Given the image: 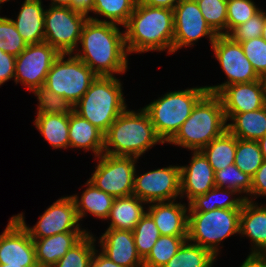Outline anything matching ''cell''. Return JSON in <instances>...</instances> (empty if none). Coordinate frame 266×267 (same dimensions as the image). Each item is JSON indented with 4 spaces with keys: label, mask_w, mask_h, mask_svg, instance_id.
<instances>
[{
    "label": "cell",
    "mask_w": 266,
    "mask_h": 267,
    "mask_svg": "<svg viewBox=\"0 0 266 267\" xmlns=\"http://www.w3.org/2000/svg\"><path fill=\"white\" fill-rule=\"evenodd\" d=\"M34 94L39 100V109L37 114H61L71 115L75 106L64 97L53 93L44 86L35 89Z\"/></svg>",
    "instance_id": "37"
},
{
    "label": "cell",
    "mask_w": 266,
    "mask_h": 267,
    "mask_svg": "<svg viewBox=\"0 0 266 267\" xmlns=\"http://www.w3.org/2000/svg\"><path fill=\"white\" fill-rule=\"evenodd\" d=\"M87 20V14L51 5L44 13V42L60 54H72Z\"/></svg>",
    "instance_id": "9"
},
{
    "label": "cell",
    "mask_w": 266,
    "mask_h": 267,
    "mask_svg": "<svg viewBox=\"0 0 266 267\" xmlns=\"http://www.w3.org/2000/svg\"><path fill=\"white\" fill-rule=\"evenodd\" d=\"M94 7V0H72V9L88 14Z\"/></svg>",
    "instance_id": "49"
},
{
    "label": "cell",
    "mask_w": 266,
    "mask_h": 267,
    "mask_svg": "<svg viewBox=\"0 0 266 267\" xmlns=\"http://www.w3.org/2000/svg\"><path fill=\"white\" fill-rule=\"evenodd\" d=\"M16 57L0 50V85L15 77Z\"/></svg>",
    "instance_id": "44"
},
{
    "label": "cell",
    "mask_w": 266,
    "mask_h": 267,
    "mask_svg": "<svg viewBox=\"0 0 266 267\" xmlns=\"http://www.w3.org/2000/svg\"><path fill=\"white\" fill-rule=\"evenodd\" d=\"M121 90V83L115 77L97 76L86 93L74 105V112L105 134L126 109Z\"/></svg>",
    "instance_id": "5"
},
{
    "label": "cell",
    "mask_w": 266,
    "mask_h": 267,
    "mask_svg": "<svg viewBox=\"0 0 266 267\" xmlns=\"http://www.w3.org/2000/svg\"><path fill=\"white\" fill-rule=\"evenodd\" d=\"M69 146L92 149L97 156L103 154L104 134L87 119L73 112L69 115Z\"/></svg>",
    "instance_id": "24"
},
{
    "label": "cell",
    "mask_w": 266,
    "mask_h": 267,
    "mask_svg": "<svg viewBox=\"0 0 266 267\" xmlns=\"http://www.w3.org/2000/svg\"><path fill=\"white\" fill-rule=\"evenodd\" d=\"M95 254L96 252L94 251L91 261V267H123L108 259L102 253H100L98 256H96Z\"/></svg>",
    "instance_id": "48"
},
{
    "label": "cell",
    "mask_w": 266,
    "mask_h": 267,
    "mask_svg": "<svg viewBox=\"0 0 266 267\" xmlns=\"http://www.w3.org/2000/svg\"><path fill=\"white\" fill-rule=\"evenodd\" d=\"M207 92L206 86L170 92L143 108L163 142H168L176 134Z\"/></svg>",
    "instance_id": "6"
},
{
    "label": "cell",
    "mask_w": 266,
    "mask_h": 267,
    "mask_svg": "<svg viewBox=\"0 0 266 267\" xmlns=\"http://www.w3.org/2000/svg\"><path fill=\"white\" fill-rule=\"evenodd\" d=\"M160 232L152 217L146 212L133 229L137 252L144 259L160 237Z\"/></svg>",
    "instance_id": "36"
},
{
    "label": "cell",
    "mask_w": 266,
    "mask_h": 267,
    "mask_svg": "<svg viewBox=\"0 0 266 267\" xmlns=\"http://www.w3.org/2000/svg\"><path fill=\"white\" fill-rule=\"evenodd\" d=\"M234 122L227 124V130L234 136L242 140L258 141L266 134V106L244 113L225 114Z\"/></svg>",
    "instance_id": "25"
},
{
    "label": "cell",
    "mask_w": 266,
    "mask_h": 267,
    "mask_svg": "<svg viewBox=\"0 0 266 267\" xmlns=\"http://www.w3.org/2000/svg\"><path fill=\"white\" fill-rule=\"evenodd\" d=\"M65 55L67 54H60L52 64L44 87L75 105L97 75L75 55H70L66 61Z\"/></svg>",
    "instance_id": "8"
},
{
    "label": "cell",
    "mask_w": 266,
    "mask_h": 267,
    "mask_svg": "<svg viewBox=\"0 0 266 267\" xmlns=\"http://www.w3.org/2000/svg\"><path fill=\"white\" fill-rule=\"evenodd\" d=\"M138 0H94L93 12L110 19V23L125 25Z\"/></svg>",
    "instance_id": "34"
},
{
    "label": "cell",
    "mask_w": 266,
    "mask_h": 267,
    "mask_svg": "<svg viewBox=\"0 0 266 267\" xmlns=\"http://www.w3.org/2000/svg\"><path fill=\"white\" fill-rule=\"evenodd\" d=\"M157 142V135L149 115L144 109L140 113L124 110L104 134L105 154L140 157ZM113 147L111 150L109 147Z\"/></svg>",
    "instance_id": "3"
},
{
    "label": "cell",
    "mask_w": 266,
    "mask_h": 267,
    "mask_svg": "<svg viewBox=\"0 0 266 267\" xmlns=\"http://www.w3.org/2000/svg\"><path fill=\"white\" fill-rule=\"evenodd\" d=\"M143 202L134 195L115 198L107 217L112 219L109 228L133 231L146 213L141 204Z\"/></svg>",
    "instance_id": "26"
},
{
    "label": "cell",
    "mask_w": 266,
    "mask_h": 267,
    "mask_svg": "<svg viewBox=\"0 0 266 267\" xmlns=\"http://www.w3.org/2000/svg\"><path fill=\"white\" fill-rule=\"evenodd\" d=\"M222 188L219 187H213L211 190H209L204 195H198L195 198H193L189 202V212H207L211 210H215L218 208L221 209H242V206L244 202L248 199V197H243L241 199H232V200H226L223 202L218 201H212L215 197L219 194V192H223L224 194H230L231 195L236 193L237 191L232 189H227L228 191H220ZM230 190V191H229ZM227 192V193H226ZM212 201V202H210Z\"/></svg>",
    "instance_id": "33"
},
{
    "label": "cell",
    "mask_w": 266,
    "mask_h": 267,
    "mask_svg": "<svg viewBox=\"0 0 266 267\" xmlns=\"http://www.w3.org/2000/svg\"><path fill=\"white\" fill-rule=\"evenodd\" d=\"M14 217L25 227L32 239H43L64 232H85L79 228V217L71 196L53 203L33 228L26 226L22 214Z\"/></svg>",
    "instance_id": "13"
},
{
    "label": "cell",
    "mask_w": 266,
    "mask_h": 267,
    "mask_svg": "<svg viewBox=\"0 0 266 267\" xmlns=\"http://www.w3.org/2000/svg\"><path fill=\"white\" fill-rule=\"evenodd\" d=\"M246 58L252 64L256 73L262 77L266 74V41L262 37L241 42Z\"/></svg>",
    "instance_id": "42"
},
{
    "label": "cell",
    "mask_w": 266,
    "mask_h": 267,
    "mask_svg": "<svg viewBox=\"0 0 266 267\" xmlns=\"http://www.w3.org/2000/svg\"><path fill=\"white\" fill-rule=\"evenodd\" d=\"M215 172L201 151H194L191 164L180 166L181 194L186 192L189 202L215 187Z\"/></svg>",
    "instance_id": "19"
},
{
    "label": "cell",
    "mask_w": 266,
    "mask_h": 267,
    "mask_svg": "<svg viewBox=\"0 0 266 267\" xmlns=\"http://www.w3.org/2000/svg\"><path fill=\"white\" fill-rule=\"evenodd\" d=\"M264 41H266V20H265V24H264V27H263V31H262V36Z\"/></svg>",
    "instance_id": "53"
},
{
    "label": "cell",
    "mask_w": 266,
    "mask_h": 267,
    "mask_svg": "<svg viewBox=\"0 0 266 267\" xmlns=\"http://www.w3.org/2000/svg\"><path fill=\"white\" fill-rule=\"evenodd\" d=\"M52 6L72 8V0H52Z\"/></svg>",
    "instance_id": "50"
},
{
    "label": "cell",
    "mask_w": 266,
    "mask_h": 267,
    "mask_svg": "<svg viewBox=\"0 0 266 267\" xmlns=\"http://www.w3.org/2000/svg\"><path fill=\"white\" fill-rule=\"evenodd\" d=\"M188 236L161 235L149 254L143 259L144 267H163L179 250Z\"/></svg>",
    "instance_id": "31"
},
{
    "label": "cell",
    "mask_w": 266,
    "mask_h": 267,
    "mask_svg": "<svg viewBox=\"0 0 266 267\" xmlns=\"http://www.w3.org/2000/svg\"><path fill=\"white\" fill-rule=\"evenodd\" d=\"M44 13L41 0H25L17 20H12L27 45L44 42Z\"/></svg>",
    "instance_id": "22"
},
{
    "label": "cell",
    "mask_w": 266,
    "mask_h": 267,
    "mask_svg": "<svg viewBox=\"0 0 266 267\" xmlns=\"http://www.w3.org/2000/svg\"><path fill=\"white\" fill-rule=\"evenodd\" d=\"M209 161L214 172L234 164L236 154V136L226 130L200 150Z\"/></svg>",
    "instance_id": "28"
},
{
    "label": "cell",
    "mask_w": 266,
    "mask_h": 267,
    "mask_svg": "<svg viewBox=\"0 0 266 267\" xmlns=\"http://www.w3.org/2000/svg\"><path fill=\"white\" fill-rule=\"evenodd\" d=\"M250 194L266 195V160L263 161L257 172L252 177Z\"/></svg>",
    "instance_id": "45"
},
{
    "label": "cell",
    "mask_w": 266,
    "mask_h": 267,
    "mask_svg": "<svg viewBox=\"0 0 266 267\" xmlns=\"http://www.w3.org/2000/svg\"><path fill=\"white\" fill-rule=\"evenodd\" d=\"M26 46L12 19L0 17V50L17 57Z\"/></svg>",
    "instance_id": "41"
},
{
    "label": "cell",
    "mask_w": 266,
    "mask_h": 267,
    "mask_svg": "<svg viewBox=\"0 0 266 267\" xmlns=\"http://www.w3.org/2000/svg\"><path fill=\"white\" fill-rule=\"evenodd\" d=\"M185 241L177 253L163 267H211L215 255L196 244L186 245Z\"/></svg>",
    "instance_id": "30"
},
{
    "label": "cell",
    "mask_w": 266,
    "mask_h": 267,
    "mask_svg": "<svg viewBox=\"0 0 266 267\" xmlns=\"http://www.w3.org/2000/svg\"><path fill=\"white\" fill-rule=\"evenodd\" d=\"M180 0H138L140 4L173 10ZM175 3V4H174Z\"/></svg>",
    "instance_id": "47"
},
{
    "label": "cell",
    "mask_w": 266,
    "mask_h": 267,
    "mask_svg": "<svg viewBox=\"0 0 266 267\" xmlns=\"http://www.w3.org/2000/svg\"><path fill=\"white\" fill-rule=\"evenodd\" d=\"M266 20V13L260 10L246 23L235 27L228 36L235 42L241 43L249 39L262 36L263 27Z\"/></svg>",
    "instance_id": "43"
},
{
    "label": "cell",
    "mask_w": 266,
    "mask_h": 267,
    "mask_svg": "<svg viewBox=\"0 0 266 267\" xmlns=\"http://www.w3.org/2000/svg\"><path fill=\"white\" fill-rule=\"evenodd\" d=\"M188 237L196 245L210 250L215 256L217 244L232 234L239 233L241 209H215L189 212Z\"/></svg>",
    "instance_id": "7"
},
{
    "label": "cell",
    "mask_w": 266,
    "mask_h": 267,
    "mask_svg": "<svg viewBox=\"0 0 266 267\" xmlns=\"http://www.w3.org/2000/svg\"><path fill=\"white\" fill-rule=\"evenodd\" d=\"M198 7L210 28L217 34L223 35L226 29L227 0H196Z\"/></svg>",
    "instance_id": "38"
},
{
    "label": "cell",
    "mask_w": 266,
    "mask_h": 267,
    "mask_svg": "<svg viewBox=\"0 0 266 267\" xmlns=\"http://www.w3.org/2000/svg\"><path fill=\"white\" fill-rule=\"evenodd\" d=\"M263 87H264V93H265V99H266V74L261 77Z\"/></svg>",
    "instance_id": "52"
},
{
    "label": "cell",
    "mask_w": 266,
    "mask_h": 267,
    "mask_svg": "<svg viewBox=\"0 0 266 267\" xmlns=\"http://www.w3.org/2000/svg\"><path fill=\"white\" fill-rule=\"evenodd\" d=\"M240 267H266V255L251 253Z\"/></svg>",
    "instance_id": "46"
},
{
    "label": "cell",
    "mask_w": 266,
    "mask_h": 267,
    "mask_svg": "<svg viewBox=\"0 0 266 267\" xmlns=\"http://www.w3.org/2000/svg\"><path fill=\"white\" fill-rule=\"evenodd\" d=\"M0 267H24V266H21V265L0 264Z\"/></svg>",
    "instance_id": "54"
},
{
    "label": "cell",
    "mask_w": 266,
    "mask_h": 267,
    "mask_svg": "<svg viewBox=\"0 0 266 267\" xmlns=\"http://www.w3.org/2000/svg\"><path fill=\"white\" fill-rule=\"evenodd\" d=\"M226 130V118L221 99L217 94L207 92L168 142L193 151H200Z\"/></svg>",
    "instance_id": "4"
},
{
    "label": "cell",
    "mask_w": 266,
    "mask_h": 267,
    "mask_svg": "<svg viewBox=\"0 0 266 267\" xmlns=\"http://www.w3.org/2000/svg\"><path fill=\"white\" fill-rule=\"evenodd\" d=\"M212 48L229 81L218 86H207L208 92L218 94L225 86L261 79L246 58L241 44L233 41L228 35H218L212 43Z\"/></svg>",
    "instance_id": "11"
},
{
    "label": "cell",
    "mask_w": 266,
    "mask_h": 267,
    "mask_svg": "<svg viewBox=\"0 0 266 267\" xmlns=\"http://www.w3.org/2000/svg\"><path fill=\"white\" fill-rule=\"evenodd\" d=\"M5 1H9V0H0V4L3 3V2H5Z\"/></svg>",
    "instance_id": "55"
},
{
    "label": "cell",
    "mask_w": 266,
    "mask_h": 267,
    "mask_svg": "<svg viewBox=\"0 0 266 267\" xmlns=\"http://www.w3.org/2000/svg\"><path fill=\"white\" fill-rule=\"evenodd\" d=\"M124 26L127 29L124 37L128 53L163 51L166 48L169 49L168 52L173 53V10L137 2Z\"/></svg>",
    "instance_id": "2"
},
{
    "label": "cell",
    "mask_w": 266,
    "mask_h": 267,
    "mask_svg": "<svg viewBox=\"0 0 266 267\" xmlns=\"http://www.w3.org/2000/svg\"><path fill=\"white\" fill-rule=\"evenodd\" d=\"M260 10L251 0H227V22L223 35H228L235 27L246 23Z\"/></svg>",
    "instance_id": "40"
},
{
    "label": "cell",
    "mask_w": 266,
    "mask_h": 267,
    "mask_svg": "<svg viewBox=\"0 0 266 267\" xmlns=\"http://www.w3.org/2000/svg\"><path fill=\"white\" fill-rule=\"evenodd\" d=\"M86 184L88 188L82 194L80 201L77 195L71 196L75 202L79 220L85 215L86 210L96 217L107 219L115 198L97 188L90 181Z\"/></svg>",
    "instance_id": "27"
},
{
    "label": "cell",
    "mask_w": 266,
    "mask_h": 267,
    "mask_svg": "<svg viewBox=\"0 0 266 267\" xmlns=\"http://www.w3.org/2000/svg\"><path fill=\"white\" fill-rule=\"evenodd\" d=\"M0 264L39 267L33 240L14 216L0 235Z\"/></svg>",
    "instance_id": "16"
},
{
    "label": "cell",
    "mask_w": 266,
    "mask_h": 267,
    "mask_svg": "<svg viewBox=\"0 0 266 267\" xmlns=\"http://www.w3.org/2000/svg\"><path fill=\"white\" fill-rule=\"evenodd\" d=\"M101 160L90 178L97 188L114 198L133 194L135 179V159L132 156L101 154Z\"/></svg>",
    "instance_id": "10"
},
{
    "label": "cell",
    "mask_w": 266,
    "mask_h": 267,
    "mask_svg": "<svg viewBox=\"0 0 266 267\" xmlns=\"http://www.w3.org/2000/svg\"><path fill=\"white\" fill-rule=\"evenodd\" d=\"M263 161V155L257 141L242 140L236 137L234 164L242 172L253 177Z\"/></svg>",
    "instance_id": "32"
},
{
    "label": "cell",
    "mask_w": 266,
    "mask_h": 267,
    "mask_svg": "<svg viewBox=\"0 0 266 267\" xmlns=\"http://www.w3.org/2000/svg\"><path fill=\"white\" fill-rule=\"evenodd\" d=\"M87 233L64 232L43 239H32L39 267H52Z\"/></svg>",
    "instance_id": "21"
},
{
    "label": "cell",
    "mask_w": 266,
    "mask_h": 267,
    "mask_svg": "<svg viewBox=\"0 0 266 267\" xmlns=\"http://www.w3.org/2000/svg\"><path fill=\"white\" fill-rule=\"evenodd\" d=\"M94 238L87 234L52 267H91Z\"/></svg>",
    "instance_id": "35"
},
{
    "label": "cell",
    "mask_w": 266,
    "mask_h": 267,
    "mask_svg": "<svg viewBox=\"0 0 266 267\" xmlns=\"http://www.w3.org/2000/svg\"><path fill=\"white\" fill-rule=\"evenodd\" d=\"M215 186L225 189L229 188L237 192L251 193L252 177L242 172L235 164L215 172Z\"/></svg>",
    "instance_id": "39"
},
{
    "label": "cell",
    "mask_w": 266,
    "mask_h": 267,
    "mask_svg": "<svg viewBox=\"0 0 266 267\" xmlns=\"http://www.w3.org/2000/svg\"><path fill=\"white\" fill-rule=\"evenodd\" d=\"M257 142L260 146V150L262 152L263 159L266 160V134Z\"/></svg>",
    "instance_id": "51"
},
{
    "label": "cell",
    "mask_w": 266,
    "mask_h": 267,
    "mask_svg": "<svg viewBox=\"0 0 266 267\" xmlns=\"http://www.w3.org/2000/svg\"><path fill=\"white\" fill-rule=\"evenodd\" d=\"M181 194L180 166L147 172L134 179V196L144 203L171 201Z\"/></svg>",
    "instance_id": "15"
},
{
    "label": "cell",
    "mask_w": 266,
    "mask_h": 267,
    "mask_svg": "<svg viewBox=\"0 0 266 267\" xmlns=\"http://www.w3.org/2000/svg\"><path fill=\"white\" fill-rule=\"evenodd\" d=\"M217 95L221 99L224 114L244 113L266 106L261 79L225 86Z\"/></svg>",
    "instance_id": "17"
},
{
    "label": "cell",
    "mask_w": 266,
    "mask_h": 267,
    "mask_svg": "<svg viewBox=\"0 0 266 267\" xmlns=\"http://www.w3.org/2000/svg\"><path fill=\"white\" fill-rule=\"evenodd\" d=\"M239 233L248 236L259 249L252 254H266V207H257L247 199L241 209Z\"/></svg>",
    "instance_id": "23"
},
{
    "label": "cell",
    "mask_w": 266,
    "mask_h": 267,
    "mask_svg": "<svg viewBox=\"0 0 266 267\" xmlns=\"http://www.w3.org/2000/svg\"><path fill=\"white\" fill-rule=\"evenodd\" d=\"M109 21L88 17L80 36L81 59L97 76H113L127 68V50L124 34ZM95 67V68H94Z\"/></svg>",
    "instance_id": "1"
},
{
    "label": "cell",
    "mask_w": 266,
    "mask_h": 267,
    "mask_svg": "<svg viewBox=\"0 0 266 267\" xmlns=\"http://www.w3.org/2000/svg\"><path fill=\"white\" fill-rule=\"evenodd\" d=\"M102 254L123 267H144L137 252L133 231L108 228L100 239Z\"/></svg>",
    "instance_id": "18"
},
{
    "label": "cell",
    "mask_w": 266,
    "mask_h": 267,
    "mask_svg": "<svg viewBox=\"0 0 266 267\" xmlns=\"http://www.w3.org/2000/svg\"><path fill=\"white\" fill-rule=\"evenodd\" d=\"M173 20V52L206 35L212 44L218 36L207 24L196 0H180L173 9Z\"/></svg>",
    "instance_id": "14"
},
{
    "label": "cell",
    "mask_w": 266,
    "mask_h": 267,
    "mask_svg": "<svg viewBox=\"0 0 266 267\" xmlns=\"http://www.w3.org/2000/svg\"><path fill=\"white\" fill-rule=\"evenodd\" d=\"M60 53L46 42L29 44L16 57L15 81L34 91L44 86L47 74Z\"/></svg>",
    "instance_id": "12"
},
{
    "label": "cell",
    "mask_w": 266,
    "mask_h": 267,
    "mask_svg": "<svg viewBox=\"0 0 266 267\" xmlns=\"http://www.w3.org/2000/svg\"><path fill=\"white\" fill-rule=\"evenodd\" d=\"M35 125L54 148L69 146V115L37 114Z\"/></svg>",
    "instance_id": "29"
},
{
    "label": "cell",
    "mask_w": 266,
    "mask_h": 267,
    "mask_svg": "<svg viewBox=\"0 0 266 267\" xmlns=\"http://www.w3.org/2000/svg\"><path fill=\"white\" fill-rule=\"evenodd\" d=\"M156 203L149 207L147 212L159 229L160 235L188 236L187 208L182 204L169 201Z\"/></svg>",
    "instance_id": "20"
}]
</instances>
